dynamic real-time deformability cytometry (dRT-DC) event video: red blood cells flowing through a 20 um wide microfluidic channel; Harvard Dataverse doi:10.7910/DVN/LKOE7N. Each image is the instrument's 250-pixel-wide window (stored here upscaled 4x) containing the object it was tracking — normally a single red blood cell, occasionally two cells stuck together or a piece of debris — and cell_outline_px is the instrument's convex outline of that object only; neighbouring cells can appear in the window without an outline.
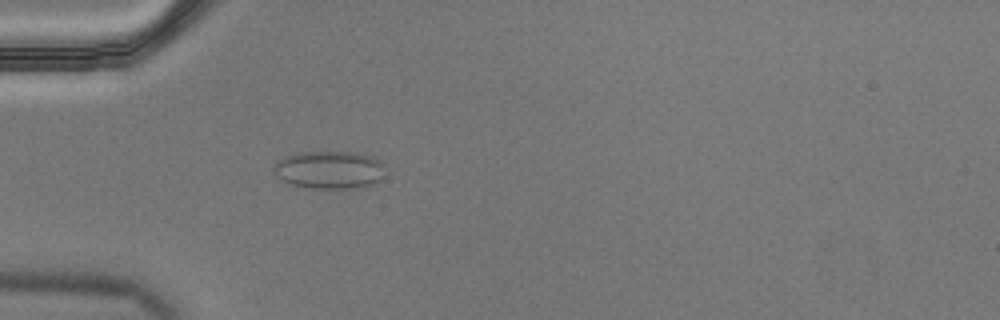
{"species": "Egyptian fruit bat (a non-hibernating species)", "species_latin": "Rousettus aegyptiacus", "temperature_condition": "cold", "stored_images_in_passage": 56, "camera_frame_rate_fps": 3000, "um_per_image_px": 0.085, "animal": {"sex": "male"}, "frame": {"image": 1, "passage_image": 17, "time_ms": 5.333, "image_size_px": [1000, 320], "cell_outline_px": [[384, 164], [380, 180], [372, 184], [356, 188], [312, 188], [292, 184], [284, 180], [272, 168], [284, 156], [296, 152], [356, 152], [380, 160]], "centroid_in_image_um": [28.02, 14.42], "position_along_channel_um": 57.0, "area_um2": 24.22}}
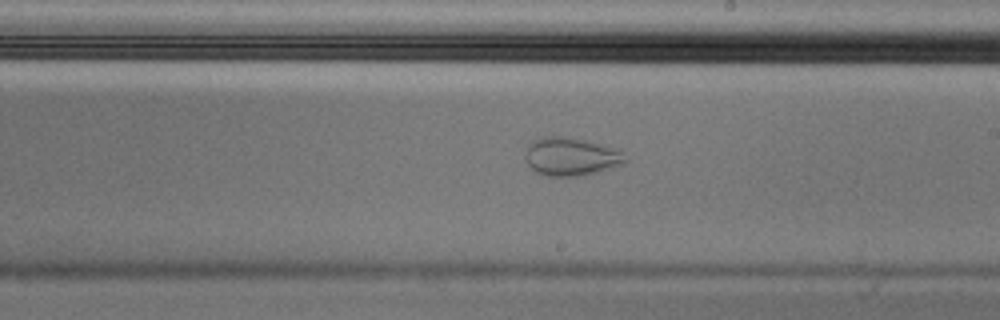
{"frame": {"image": 2, "passage_image": 33, "time_ms": 10.667, "image_size_px": [1000, 320], "cell_outline_px": [[628, 160], [624, 164], [584, 176], [548, 176], [536, 172], [528, 164], [524, 156], [532, 140], [540, 136], [568, 136], [620, 148]], "centroid_in_image_um": [48.58, 13.3], "position_along_channel_um": 240.4, "area_um2": 22.72}}
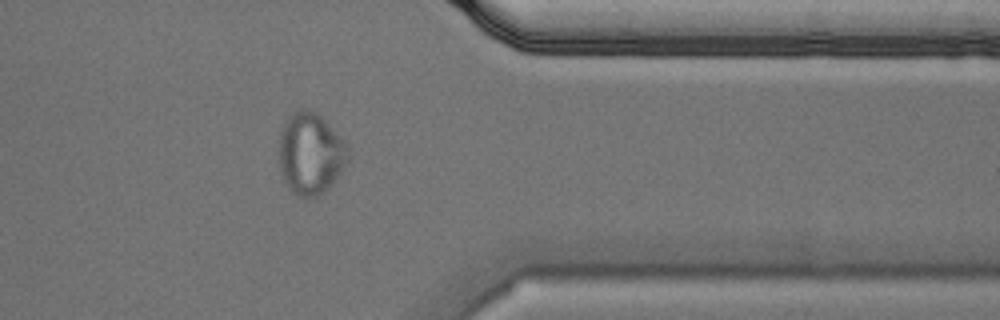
{"frame": {"image": 3, "passage_image": 46, "time_ms": 15.0, "image_size_px": [1000, 320], "cell_outline_px": [[352, 152], [332, 184], [316, 196], [296, 196], [284, 180], [280, 168], [280, 132], [284, 124], [292, 112], [300, 108], [308, 108], [316, 112], [348, 144]], "centroid_in_image_um": [26.41, 13.01], "position_along_channel_um": 385.0, "area_um2": 32.54}}